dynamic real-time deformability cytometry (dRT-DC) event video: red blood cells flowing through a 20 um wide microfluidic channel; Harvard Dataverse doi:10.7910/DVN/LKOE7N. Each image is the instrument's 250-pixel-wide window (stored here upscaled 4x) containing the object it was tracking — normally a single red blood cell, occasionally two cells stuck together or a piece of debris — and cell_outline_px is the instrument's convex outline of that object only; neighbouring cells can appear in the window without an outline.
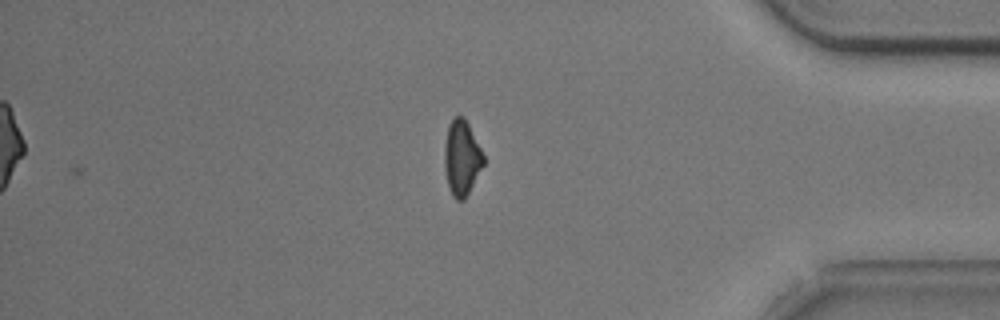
{"species": "common noctule bat (a hibernating species)", "species_latin": "Nyctalus noctula", "temperature_condition": "cold", "stored_images_in_passage": 45, "camera_frame_rate_fps": 3000, "um_per_image_px": 0.085, "animal": {"sex": "male", "body_mass_g": 20.5, "forearm_length_mm": 52.5}, "frame": {"image": 1, "passage_image": 45, "time_ms": 14.667, "image_size_px": [1000, 320], "cell_outline_px": [[484, 164], [464, 200], [456, 200], [452, 196], [448, 188], [444, 168], [444, 144], [448, 124], [452, 116], [464, 116], [484, 156]], "centroid_in_image_um": [39.21, 13.41], "position_along_channel_um": 396.0, "area_um2": 17.22}}